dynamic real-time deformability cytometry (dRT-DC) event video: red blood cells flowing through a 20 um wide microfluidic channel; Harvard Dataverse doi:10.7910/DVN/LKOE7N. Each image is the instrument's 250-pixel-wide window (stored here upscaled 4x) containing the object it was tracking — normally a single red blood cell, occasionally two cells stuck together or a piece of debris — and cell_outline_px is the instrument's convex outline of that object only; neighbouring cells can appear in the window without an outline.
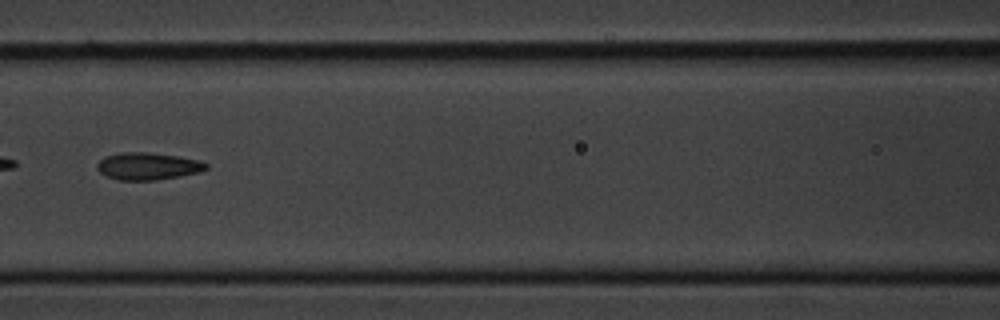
{"species": "common noctule bat (a hibernating species)", "species_latin": "Nyctalus noctula", "temperature_condition": "cold", "stored_images_in_passage": 10, "camera_frame_rate_fps": 3000, "um_per_image_px": 0.085, "animal": {"sex": "male", "body_mass_g": 20.1, "forearm_length_mm": 53.5}, "frame": {"image": 1, "passage_image": 6, "time_ms": 6.0, "image_size_px": [1000, 320], "cell_outline_px": [[208, 168], [196, 172], [156, 180], [120, 180], [108, 176], [100, 172], [96, 168], [96, 164], [104, 156], [120, 152], [148, 152], [176, 156], [200, 160], [208, 164]], "centroid_in_image_um": [12.52, 14.11], "position_along_channel_um": 154.1, "area_um2": 17.11}}
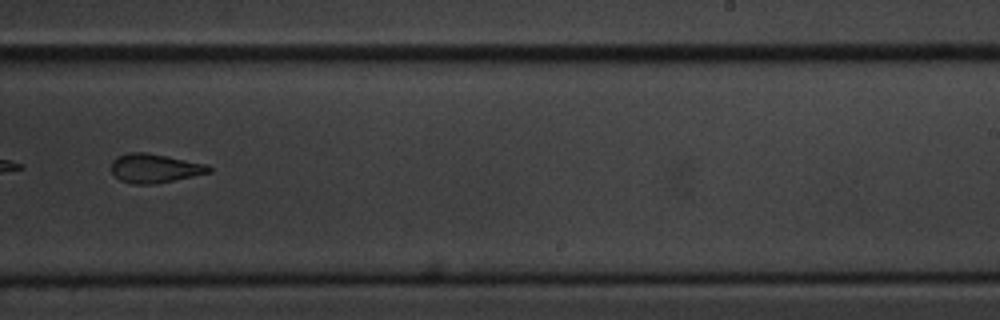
{"frame": {"image": 2, "passage_image": 9, "time_ms": 9.333, "image_size_px": [1000, 320], "cell_outline_px": [[212, 172], [156, 184], [132, 184], [120, 180], [112, 172], [112, 160], [116, 156], [128, 152], [144, 152], [208, 164], [212, 168]], "centroid_in_image_um": [13.15, 14.3], "position_along_channel_um": 275.8, "area_um2": 16.53}}
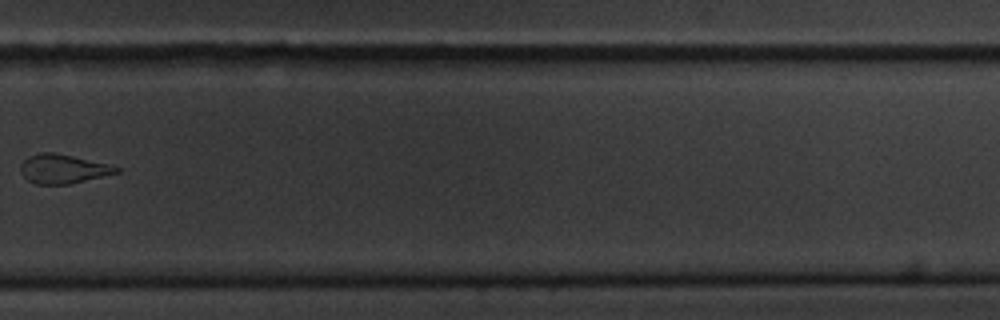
{"frame": {"image": 3, "passage_image": 10, "time_ms": 10.667, "image_size_px": [1000, 320], "cell_outline_px": [[120, 172], [68, 184], [36, 184], [28, 180], [20, 172], [20, 164], [28, 156], [40, 152], [52, 152], [112, 164], [120, 168]], "centroid_in_image_um": [5.35, 14.34], "position_along_channel_um": 324.4, "area_um2": 16.24}}